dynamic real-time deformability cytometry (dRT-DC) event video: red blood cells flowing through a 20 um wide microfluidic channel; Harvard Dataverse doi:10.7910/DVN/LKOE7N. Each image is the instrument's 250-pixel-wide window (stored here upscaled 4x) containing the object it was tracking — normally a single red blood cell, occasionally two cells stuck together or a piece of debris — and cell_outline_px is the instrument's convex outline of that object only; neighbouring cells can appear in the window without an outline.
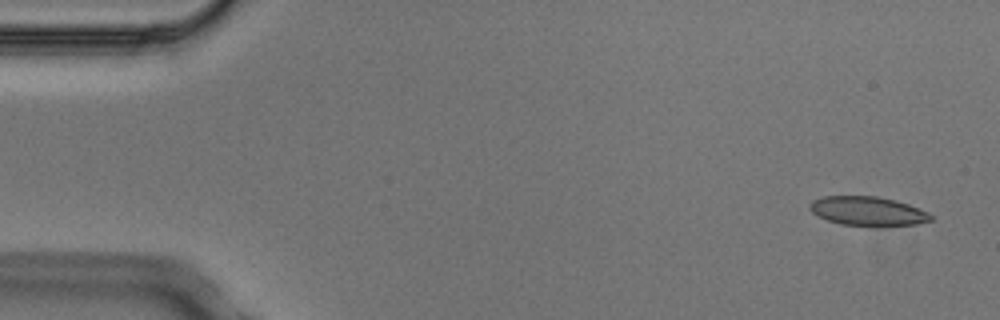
{"species": "Egyptian fruit bat (a non-hibernating species)", "species_latin": "Rousettus aegyptiacus", "temperature_condition": "cold", "stored_images_in_passage": 5, "camera_frame_rate_fps": 3000, "um_per_image_px": 0.085, "animal": {"sex": "male"}, "frame": {"image": 1, "passage_image": 1, "time_ms": 0.0, "image_size_px": [1000, 320], "cell_outline_px": [[932, 220], [916, 224], [840, 224], [828, 220], [812, 212], [808, 208], [808, 204], [812, 200], [824, 196], [876, 196], [896, 200], [908, 204], [928, 212], [932, 216]], "centroid_in_image_um": [73.72, 17.9], "position_along_channel_um": 11.3, "area_um2": 19.94}}